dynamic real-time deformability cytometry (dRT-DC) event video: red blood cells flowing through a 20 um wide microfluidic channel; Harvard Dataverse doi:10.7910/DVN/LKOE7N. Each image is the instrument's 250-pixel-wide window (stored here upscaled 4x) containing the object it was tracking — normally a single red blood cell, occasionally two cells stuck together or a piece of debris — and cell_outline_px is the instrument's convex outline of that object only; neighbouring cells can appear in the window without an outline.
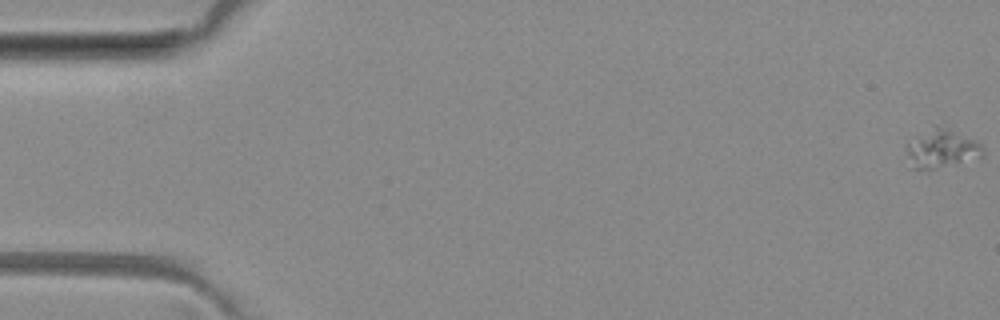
{"species": "common noctule bat (a hibernating species)", "species_latin": "Nyctalus noctula", "temperature_condition": "room temperature", "stored_images_in_passage": 5, "camera_frame_rate_fps": 3000, "um_per_image_px": 0.085, "animal": {"sex": "female", "body_mass_g": 29.2, "forearm_length_mm": 56.3}, "frame": {"image": 1, "passage_image": 1, "time_ms": 0.0, "image_size_px": [1000, 320], "cell_outline_px": [[984, 156], [936, 168], [912, 168], [908, 152], [908, 144], [932, 124], [936, 124], [948, 128], [976, 140], [984, 148]], "centroid_in_image_um": [80.09, 12.59], "position_along_channel_um": 4.9, "area_um2": 16.76}}